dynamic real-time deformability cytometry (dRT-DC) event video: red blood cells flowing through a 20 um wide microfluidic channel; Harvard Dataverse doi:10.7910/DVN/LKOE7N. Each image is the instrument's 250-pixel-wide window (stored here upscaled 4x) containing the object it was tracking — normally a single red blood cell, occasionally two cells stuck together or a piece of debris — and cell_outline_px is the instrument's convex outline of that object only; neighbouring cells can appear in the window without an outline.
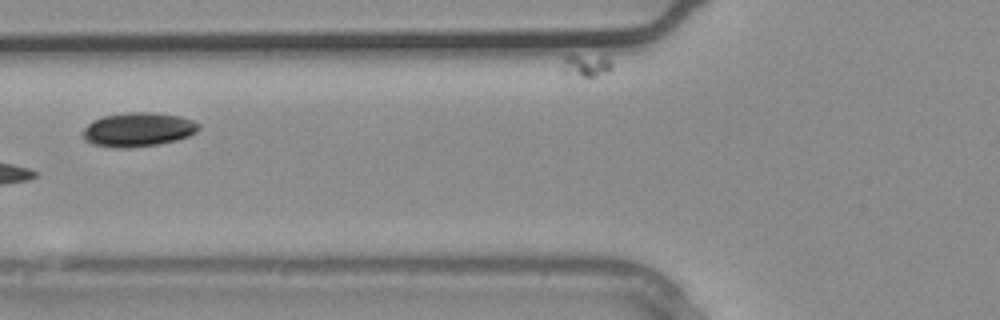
{"species": "common noctule bat (a hibernating species)", "species_latin": "Nyctalus noctula", "temperature_condition": "warm", "stored_images_in_passage": 6, "camera_frame_rate_fps": 3000, "um_per_image_px": 0.085, "animal": {"sex": "male", "body_mass_g": 20.4}, "frame": {"image": 1, "passage_image": 4, "time_ms": 1.0, "image_size_px": [1000, 320], "cell_outline_px": [[200, 128], [196, 132], [188, 136], [176, 140], [160, 144], [132, 148], [108, 148], [92, 144], [84, 140], [80, 136], [84, 128], [92, 120], [104, 116], [124, 112], [156, 112], [180, 116], [192, 120], [200, 124]], "centroid_in_image_um": [11.7, 11.02], "position_along_channel_um": 114.1, "area_um2": 23.52}}